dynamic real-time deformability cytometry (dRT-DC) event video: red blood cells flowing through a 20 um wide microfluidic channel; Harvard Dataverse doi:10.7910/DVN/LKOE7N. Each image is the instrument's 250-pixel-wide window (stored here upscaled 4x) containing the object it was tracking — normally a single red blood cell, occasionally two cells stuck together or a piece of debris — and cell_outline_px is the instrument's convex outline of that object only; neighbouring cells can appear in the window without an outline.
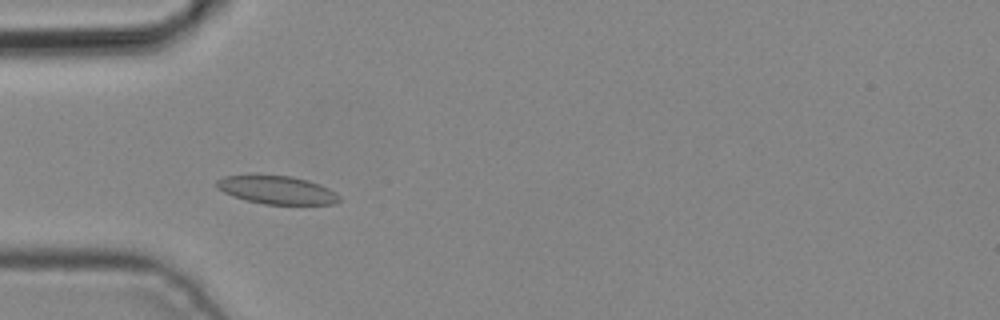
{"species": "common noctule bat (a hibernating species)", "species_latin": "Nyctalus noctula", "temperature_condition": "cold", "stored_images_in_passage": 6, "camera_frame_rate_fps": 3000, "um_per_image_px": 0.085, "animal": {"sex": "male", "body_mass_g": 19.2, "forearm_length_mm": 51.8}, "frame": {"image": 1, "passage_image": 4, "time_ms": 1.0, "image_size_px": [1000, 320], "cell_outline_px": [[340, 200], [336, 204], [264, 204], [232, 196], [216, 188], [216, 180], [224, 176], [292, 176], [308, 180], [320, 184], [336, 192], [340, 196]], "centroid_in_image_um": [23.57, 16.16], "position_along_channel_um": 61.4, "area_um2": 19.94}}
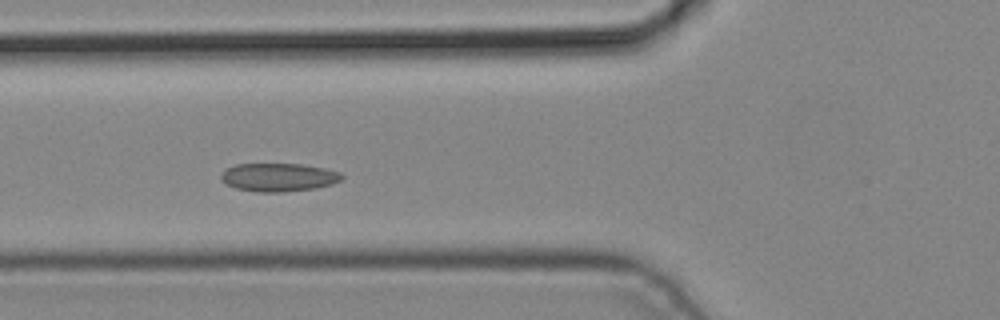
{"frame": {"image": 2, "passage_image": 5, "time_ms": 1.333, "image_size_px": [1000, 320], "cell_outline_px": [[344, 176], [340, 180], [332, 184], [316, 188], [280, 192], [256, 192], [236, 188], [224, 184], [220, 180], [220, 176], [224, 168], [236, 164], [300, 164], [324, 168], [340, 172]], "centroid_in_image_um": [23.62, 15.07], "position_along_channel_um": 102.2, "area_um2": 20.06}}
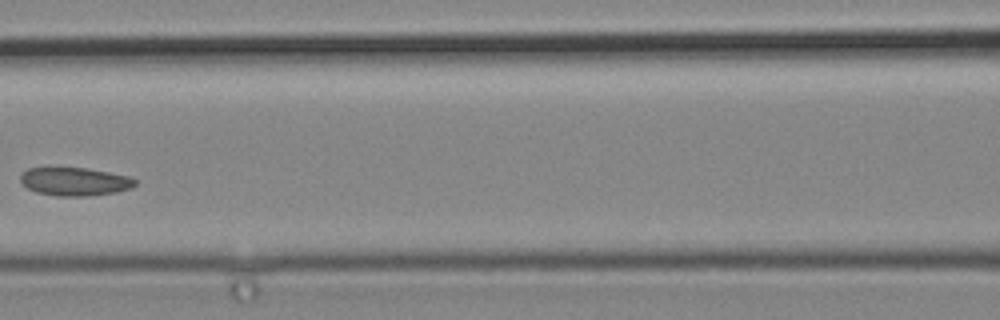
{"frame": {"image": 3, "passage_image": 6, "time_ms": 1.667, "image_size_px": [1000, 320], "cell_outline_px": [[136, 184], [132, 188], [116, 192], [88, 196], [56, 196], [36, 192], [28, 188], [20, 180], [20, 176], [28, 168], [84, 168], [108, 172], [128, 176], [136, 180]], "centroid_in_image_um": [6.37, 15.44], "position_along_channel_um": 160.2, "area_um2": 18.73}}